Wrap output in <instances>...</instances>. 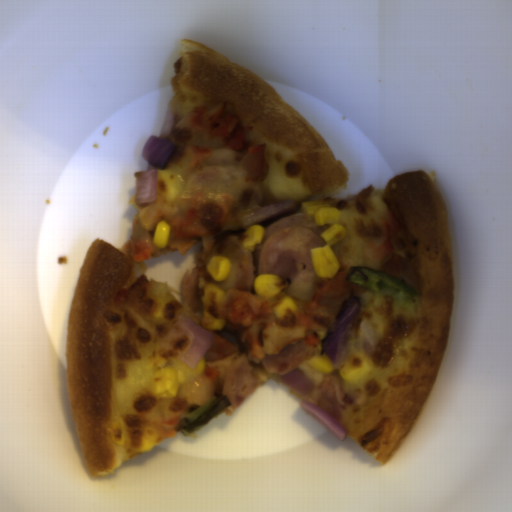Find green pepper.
<instances>
[{
    "mask_svg": "<svg viewBox=\"0 0 512 512\" xmlns=\"http://www.w3.org/2000/svg\"><path fill=\"white\" fill-rule=\"evenodd\" d=\"M374 291L403 310H414L420 295L405 279L386 271L362 265H350L346 281Z\"/></svg>",
    "mask_w": 512,
    "mask_h": 512,
    "instance_id": "372bd49c",
    "label": "green pepper"
},
{
    "mask_svg": "<svg viewBox=\"0 0 512 512\" xmlns=\"http://www.w3.org/2000/svg\"><path fill=\"white\" fill-rule=\"evenodd\" d=\"M231 405L232 403L228 395H218L188 415L181 417L171 429H173L177 435L180 433L182 436L193 438L213 419H219Z\"/></svg>",
    "mask_w": 512,
    "mask_h": 512,
    "instance_id": "c4517986",
    "label": "green pepper"
}]
</instances>
